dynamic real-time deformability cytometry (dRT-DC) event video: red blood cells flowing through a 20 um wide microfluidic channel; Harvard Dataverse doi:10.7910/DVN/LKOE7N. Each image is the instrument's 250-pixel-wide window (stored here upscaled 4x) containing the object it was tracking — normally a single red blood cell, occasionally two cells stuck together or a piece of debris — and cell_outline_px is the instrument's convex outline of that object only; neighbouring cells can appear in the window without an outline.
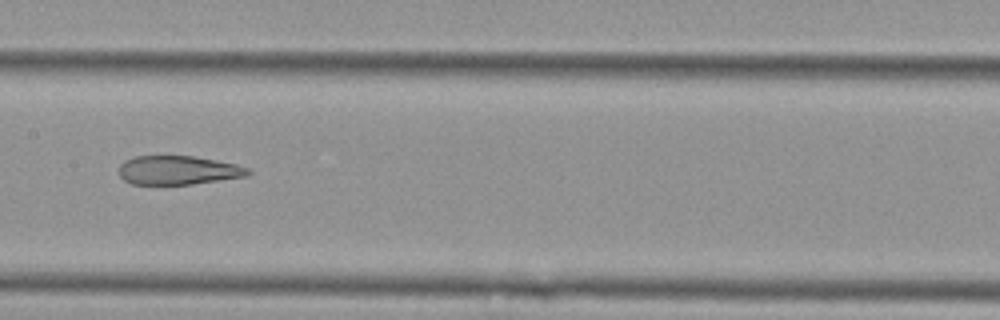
{"species": "Egyptian fruit bat (a non-hibernating species)", "species_latin": "Rousettus aegyptiacus", "temperature_condition": "cold", "stored_images_in_passage": 12, "camera_frame_rate_fps": 3000, "um_per_image_px": 0.085, "animal": {"sex": "female"}, "frame": {"image": 1, "passage_image": 6, "time_ms": 1.667, "image_size_px": [1000, 320], "cell_outline_px": [[252, 172], [248, 176], [192, 184], [132, 184], [124, 180], [120, 176], [120, 164], [124, 160], [136, 156], [192, 156], [216, 160], [236, 164], [248, 168]], "centroid_in_image_um": [15.15, 14.47], "position_along_channel_um": 192.2, "area_um2": 21.68}}
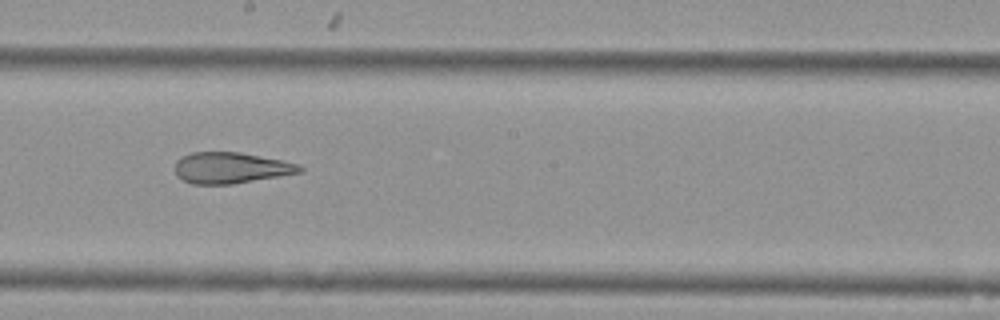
{"frame": {"image": 2, "passage_image": 7, "time_ms": 2.0, "image_size_px": [1000, 320], "cell_outline_px": [[304, 168], [300, 172], [232, 184], [192, 184], [176, 176], [176, 160], [180, 156], [192, 152], [240, 152], [300, 164]], "centroid_in_image_um": [19.58, 14.26], "position_along_channel_um": 228.6, "area_um2": 22.43}}